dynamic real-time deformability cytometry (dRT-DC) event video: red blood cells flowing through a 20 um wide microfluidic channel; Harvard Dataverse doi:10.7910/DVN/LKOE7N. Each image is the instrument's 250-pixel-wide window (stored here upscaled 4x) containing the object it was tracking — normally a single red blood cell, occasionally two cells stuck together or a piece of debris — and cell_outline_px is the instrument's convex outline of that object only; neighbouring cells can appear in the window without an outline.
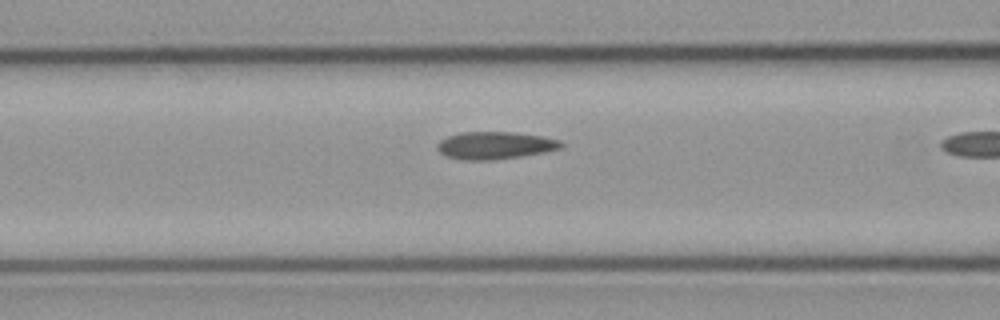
{"species": "common noctule bat (a hibernating species)", "species_latin": "Nyctalus noctula", "temperature_condition": "cold", "stored_images_in_passage": 20, "camera_frame_rate_fps": 3000, "um_per_image_px": 0.085, "animal": {"sex": "male", "body_mass_g": 23.1, "forearm_length_mm": 52.7}, "frame": {"image": 1, "passage_image": 19, "time_ms": 6.0, "image_size_px": [1000, 320], "cell_outline_px": [[564, 148], [544, 152], [496, 160], [460, 160], [444, 156], [436, 148], [436, 144], [440, 140], [448, 136], [460, 132], [516, 132], [544, 136], [560, 140], [564, 144]], "centroid_in_image_um": [42.07, 12.36], "position_along_channel_um": 124.5, "area_um2": 20.17}}